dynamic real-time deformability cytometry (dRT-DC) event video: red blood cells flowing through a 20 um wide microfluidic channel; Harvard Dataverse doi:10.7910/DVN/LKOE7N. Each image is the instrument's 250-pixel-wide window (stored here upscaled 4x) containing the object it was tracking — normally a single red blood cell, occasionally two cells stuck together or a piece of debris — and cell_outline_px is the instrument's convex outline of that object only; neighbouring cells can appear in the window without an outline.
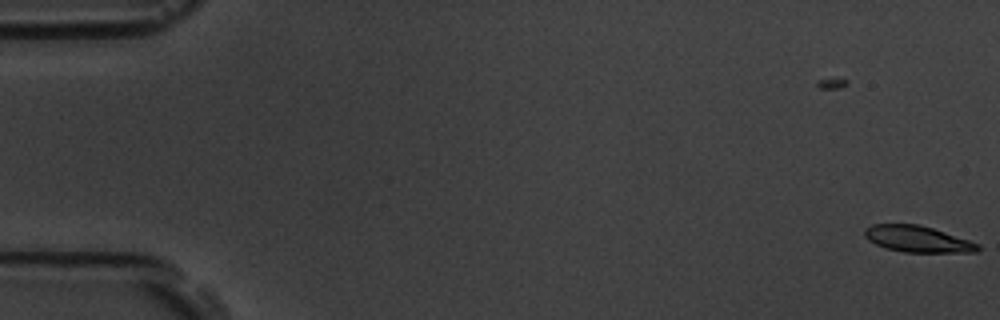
{"species": "common noctule bat (a hibernating species)", "species_latin": "Nyctalus noctula", "temperature_condition": "room temperature", "stored_images_in_passage": 6, "camera_frame_rate_fps": 3000, "um_per_image_px": 0.085, "animal": {"sex": "male", "body_mass_g": 19.5, "forearm_length_mm": 54.6}, "frame": {"image": 1, "passage_image": 6, "time_ms": 1.667, "image_size_px": [1000, 320], "cell_outline_px": [[980, 248], [976, 252], [904, 252], [884, 248], [868, 240], [864, 236], [864, 228], [872, 224], [920, 224], [980, 244]], "centroid_in_image_um": [77.95, 20.31], "position_along_channel_um": 7.1, "area_um2": 17.34}}